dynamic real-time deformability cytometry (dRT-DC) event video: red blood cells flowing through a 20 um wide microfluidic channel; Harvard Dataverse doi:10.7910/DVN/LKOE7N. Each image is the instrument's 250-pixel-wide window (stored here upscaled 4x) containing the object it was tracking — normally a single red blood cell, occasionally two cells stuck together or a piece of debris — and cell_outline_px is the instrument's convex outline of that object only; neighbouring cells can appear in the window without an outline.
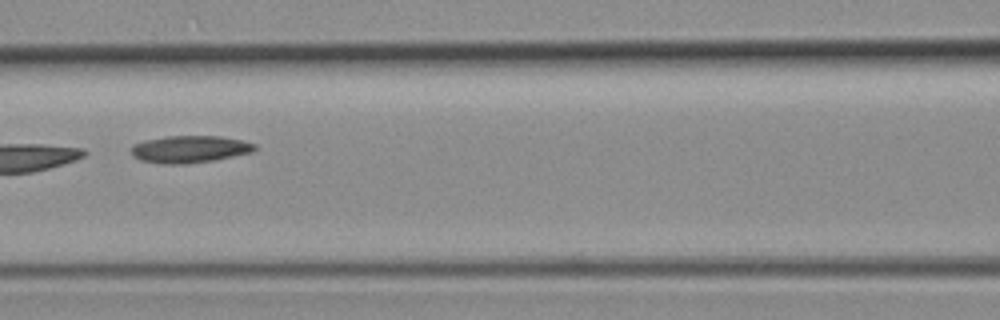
{"species": "common noctule bat (a hibernating species)", "species_latin": "Nyctalus noctula", "temperature_condition": "room temperature", "stored_images_in_passage": 4, "camera_frame_rate_fps": 3000, "um_per_image_px": 0.085, "animal": {"sex": "female", "body_mass_g": 19.3, "forearm_length_mm": 54.1}, "frame": {"image": 1, "passage_image": 4, "time_ms": 5.0, "image_size_px": [1000, 320], "cell_outline_px": [[256, 148], [252, 152], [212, 160], [188, 164], [164, 164], [140, 160], [132, 156], [132, 144], [144, 140], [168, 136], [220, 136], [244, 140], [256, 144]], "centroid_in_image_um": [16.11, 12.67], "position_along_channel_um": 150.5, "area_um2": 19.59}}